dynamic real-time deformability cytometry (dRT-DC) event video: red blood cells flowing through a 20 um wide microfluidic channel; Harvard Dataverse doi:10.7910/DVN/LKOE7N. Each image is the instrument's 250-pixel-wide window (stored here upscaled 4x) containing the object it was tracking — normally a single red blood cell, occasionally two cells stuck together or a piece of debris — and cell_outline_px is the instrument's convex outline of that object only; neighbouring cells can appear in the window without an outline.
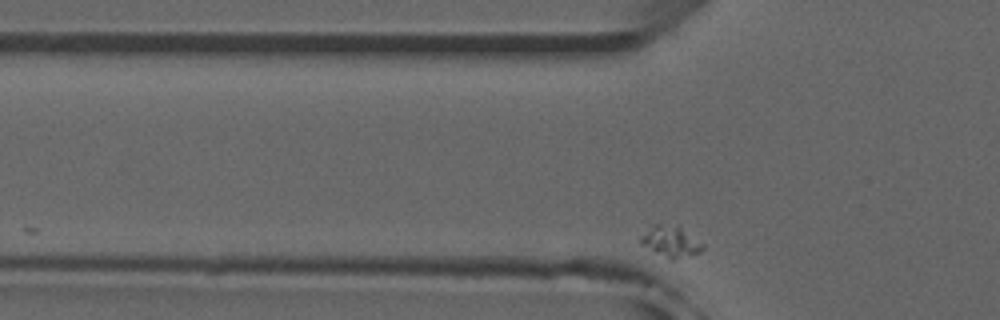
{"species": "common noctule bat (a hibernating species)", "species_latin": "Nyctalus noctula", "temperature_condition": "room temperature", "stored_images_in_passage": 20, "camera_frame_rate_fps": 3000, "um_per_image_px": 0.085, "animal": {"sex": "male", "forearm_length_mm": 52.5}, "frame": {"image": 1, "passage_image": 3, "time_ms": 0.667, "image_size_px": [1000, 320], "cell_outline_px": [[704, 248], [700, 252], [672, 260], [668, 260], [640, 244], [640, 236], [656, 224], [676, 224], [704, 244]], "centroid_in_image_um": [57.01, 20.54], "position_along_channel_um": 68.8, "area_um2": 11.21}}